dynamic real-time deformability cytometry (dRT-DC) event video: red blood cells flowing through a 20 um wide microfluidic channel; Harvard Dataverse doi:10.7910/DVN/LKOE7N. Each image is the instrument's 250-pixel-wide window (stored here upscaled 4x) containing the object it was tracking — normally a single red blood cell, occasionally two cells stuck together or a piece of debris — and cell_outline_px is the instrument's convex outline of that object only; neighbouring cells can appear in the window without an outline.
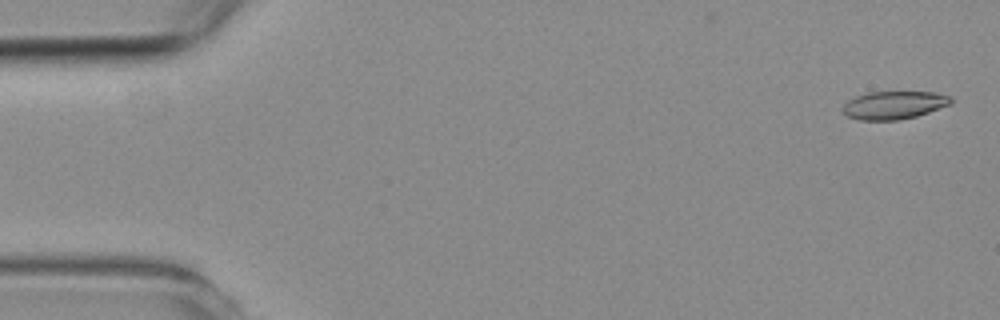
{"species": "common noctule bat (a hibernating species)", "species_latin": "Nyctalus noctula", "temperature_condition": "room temperature", "stored_images_in_passage": 53, "camera_frame_rate_fps": 3000, "um_per_image_px": 0.085, "animal": {"sex": "female", "body_mass_g": 19.3, "forearm_length_mm": 54.1}, "frame": {"image": 1, "passage_image": 2, "time_ms": 0.333, "image_size_px": [1000, 320], "cell_outline_px": [[952, 104], [916, 116], [900, 120], [860, 120], [848, 116], [840, 108], [848, 100], [856, 96], [868, 92], [936, 92], [952, 96]], "centroid_in_image_um": [76.0, 8.93], "position_along_channel_um": 9.0, "area_um2": 17.74}}
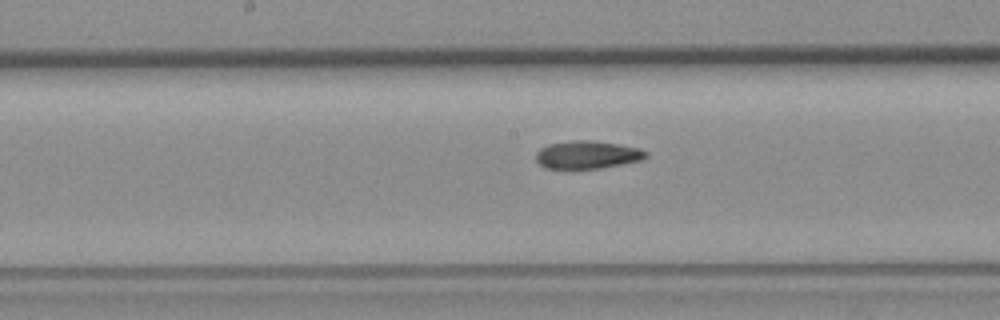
{"frame": {"image": 2, "passage_image": 28, "time_ms": 9.0, "image_size_px": [1000, 320], "cell_outline_px": [[648, 156], [640, 160], [600, 168], [544, 168], [536, 160], [536, 152], [540, 148], [548, 144], [576, 140], [592, 140], [640, 148], [648, 152]], "centroid_in_image_um": [49.91, 13.15], "position_along_channel_um": 198.3, "area_um2": 17.69}}
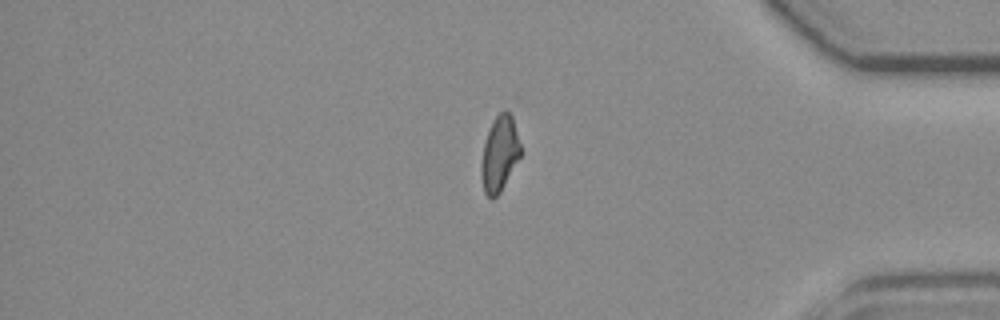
{"frame": {"image": 3, "passage_image": 46, "time_ms": 15.0, "image_size_px": [1000, 320], "cell_outline_px": [[524, 152], [500, 192], [492, 200], [484, 192], [480, 172], [480, 168], [484, 144], [488, 132], [496, 116], [504, 108], [512, 116]], "centroid_in_image_um": [42.5, 13.08], "position_along_channel_um": 392.7, "area_um2": 17.51}}